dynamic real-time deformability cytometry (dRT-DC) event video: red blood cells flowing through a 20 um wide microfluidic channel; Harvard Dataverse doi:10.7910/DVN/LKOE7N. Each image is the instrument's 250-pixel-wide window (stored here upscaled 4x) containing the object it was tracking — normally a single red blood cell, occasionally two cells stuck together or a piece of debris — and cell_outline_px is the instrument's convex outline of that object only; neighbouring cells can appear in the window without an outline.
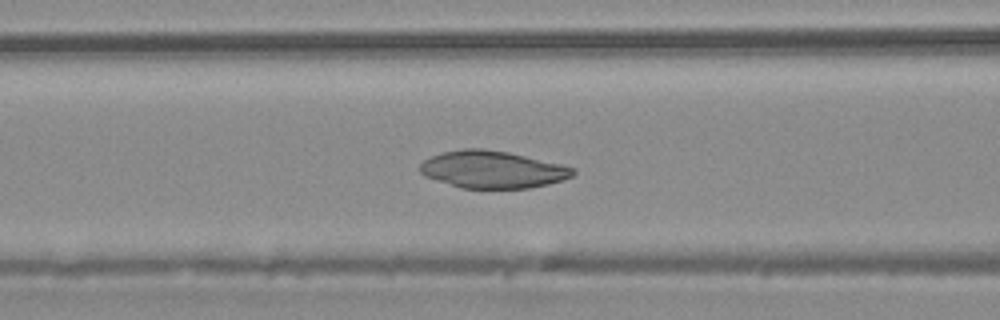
{"species": "common noctule bat (a hibernating species)", "species_latin": "Nyctalus noctula", "temperature_condition": "warm", "stored_images_in_passage": 32, "camera_frame_rate_fps": 3000, "um_per_image_px": 0.085, "animal": {"sex": "male", "body_mass_g": 20.4}, "frame": {"image": 1, "passage_image": 5, "time_ms": 1.333, "image_size_px": [1000, 320], "cell_outline_px": [[576, 172], [572, 176], [548, 184], [528, 188], [460, 188], [424, 176], [420, 172], [420, 164], [424, 160], [432, 156], [444, 152], [464, 148], [480, 148], [508, 152], [560, 164], [576, 168]], "centroid_in_image_um": [41.84, 14.41], "position_along_channel_um": 124.8, "area_um2": 33.0}}
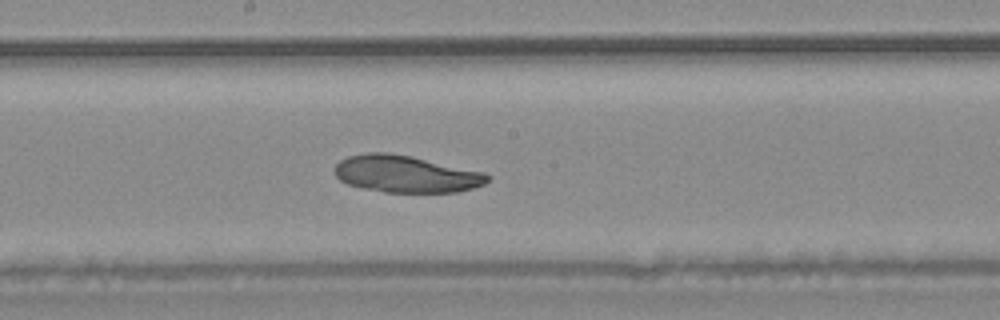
{"frame": {"image": 2, "passage_image": 11, "time_ms": 3.333, "image_size_px": [1000, 320], "cell_outline_px": [[492, 176], [484, 184], [472, 188], [456, 192], [384, 192], [364, 188], [348, 184], [340, 180], [332, 172], [336, 164], [340, 160], [348, 156], [368, 152], [388, 152], [412, 156], [484, 172]], "centroid_in_image_um": [34.48, 14.78], "position_along_channel_um": 213.7, "area_um2": 33.06}}
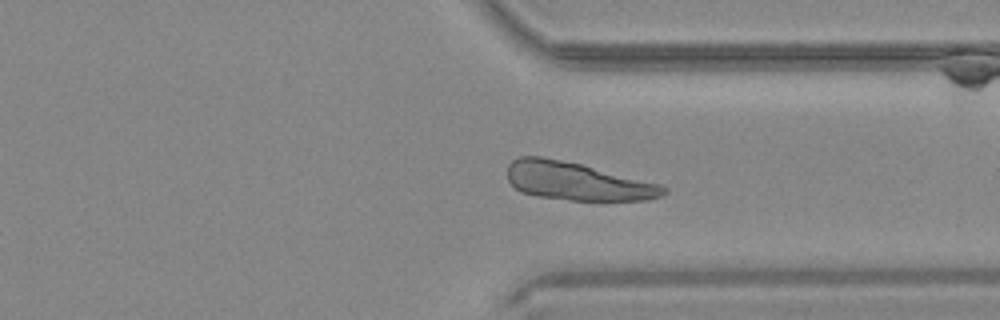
{"frame": {"image": 3, "passage_image": 21, "time_ms": 6.667, "image_size_px": [1000, 320], "cell_outline_px": [[668, 192], [664, 196], [648, 200], [568, 200], [540, 196], [520, 192], [508, 180], [508, 164], [512, 160], [520, 156], [540, 156], [580, 164], [660, 184], [668, 188]], "centroid_in_image_um": [49.07, 15.41], "position_along_channel_um": 362.3, "area_um2": 34.39}}